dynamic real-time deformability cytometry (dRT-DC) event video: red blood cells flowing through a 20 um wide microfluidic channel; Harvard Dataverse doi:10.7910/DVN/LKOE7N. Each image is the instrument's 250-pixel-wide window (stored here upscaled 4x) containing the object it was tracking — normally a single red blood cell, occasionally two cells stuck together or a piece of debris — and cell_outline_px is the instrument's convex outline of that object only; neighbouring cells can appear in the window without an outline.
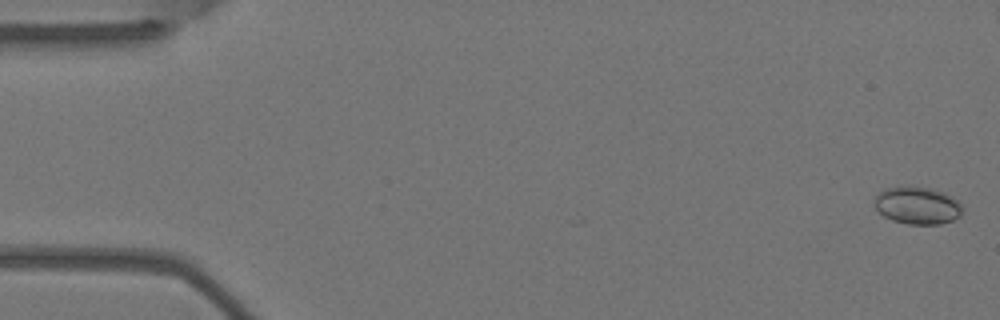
{"species": "Egyptian fruit bat (a non-hibernating species)", "species_latin": "Rousettus aegyptiacus", "temperature_condition": "warm", "stored_images_in_passage": 3, "camera_frame_rate_fps": 3000, "um_per_image_px": 0.085, "animal": {"sex": "female"}, "frame": {"image": 1, "passage_image": 1, "time_ms": 0.0, "image_size_px": [1000, 320], "cell_outline_px": [[964, 208], [960, 216], [952, 220], [940, 224], [908, 224], [892, 220], [884, 216], [872, 204], [872, 200], [884, 188], [908, 184], [928, 188], [944, 192], [956, 200]], "centroid_in_image_um": [77.94, 17.44], "position_along_channel_um": 7.1, "area_um2": 19.54}}